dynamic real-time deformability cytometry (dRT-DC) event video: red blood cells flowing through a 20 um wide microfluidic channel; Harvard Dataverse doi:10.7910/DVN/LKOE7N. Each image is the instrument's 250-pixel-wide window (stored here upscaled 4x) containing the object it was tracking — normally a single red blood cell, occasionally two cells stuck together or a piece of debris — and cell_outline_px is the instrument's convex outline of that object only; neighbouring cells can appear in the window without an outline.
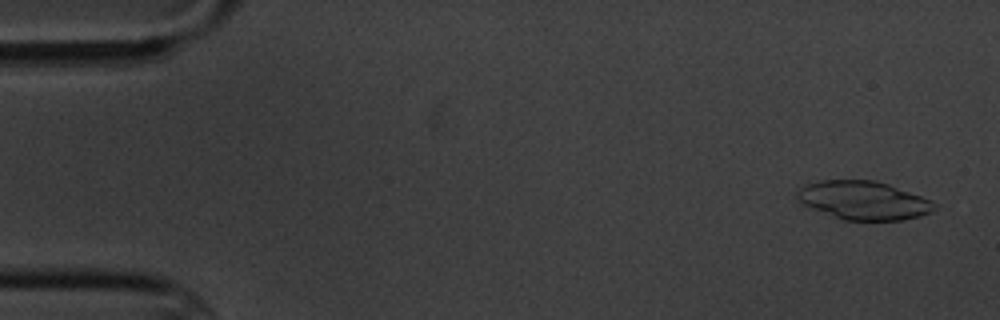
{"species": "common noctule bat (a hibernating species)", "species_latin": "Nyctalus noctula", "temperature_condition": "cold", "stored_images_in_passage": 5, "camera_frame_rate_fps": 3000, "um_per_image_px": 0.085, "animal": {"sex": "male", "body_mass_g": 20.1, "forearm_length_mm": 53.5}, "frame": {"image": 1, "passage_image": 1, "time_ms": 0.0, "image_size_px": [1000, 320], "cell_outline_px": [[940, 204], [932, 212], [920, 216], [904, 220], [844, 220], [812, 208], [796, 200], [796, 192], [804, 184], [820, 180], [876, 180], [888, 184], [932, 200]], "centroid_in_image_um": [73.43, 17.03], "position_along_channel_um": 11.6, "area_um2": 30.98}}